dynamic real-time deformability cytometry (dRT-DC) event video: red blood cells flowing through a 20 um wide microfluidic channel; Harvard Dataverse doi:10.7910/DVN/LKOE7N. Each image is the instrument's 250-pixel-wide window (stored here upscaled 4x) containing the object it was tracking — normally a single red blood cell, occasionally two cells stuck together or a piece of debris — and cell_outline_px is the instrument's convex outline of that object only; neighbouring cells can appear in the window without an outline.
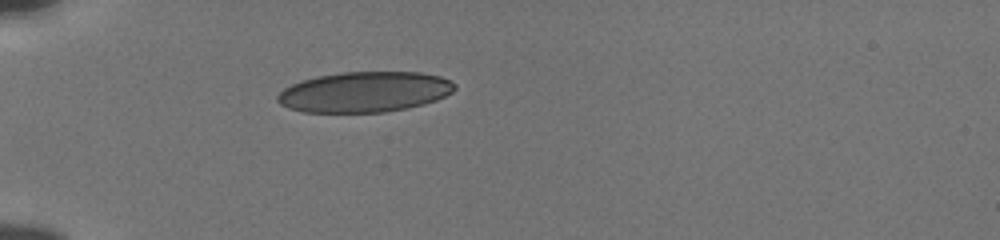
{"species": "human", "species_latin": "Homo sapiens", "temperature_condition": "cold", "stored_images_in_passage": 38, "camera_frame_rate_fps": 3000, "um_per_image_px": 0.085, "donor": {"sex": "male"}, "frame": {"image": 1, "passage_image": 1, "time_ms": 0.0, "image_size_px": [1000, 240], "cell_outline_px": [[456, 88], [452, 92], [436, 100], [424, 104], [384, 112], [304, 112], [288, 108], [280, 104], [276, 100], [276, 96], [284, 88], [300, 80], [316, 76], [340, 72], [420, 72], [440, 76], [452, 80], [456, 84]], "centroid_in_image_um": [30.98, 7.8], "position_along_channel_um": 54.0, "area_um2": 41.96}}
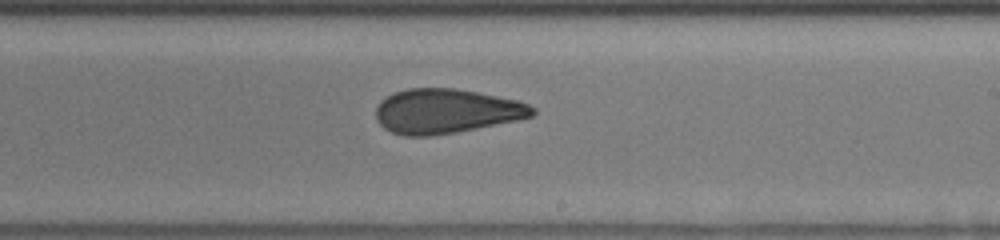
{"frame": {"image": 2, "passage_image": 18, "time_ms": 5.667, "image_size_px": [1000, 240], "cell_outline_px": [[536, 112], [532, 116], [516, 120], [456, 132], [432, 136], [404, 136], [392, 132], [384, 128], [376, 120], [376, 108], [380, 100], [396, 92], [408, 88], [456, 88], [516, 100], [528, 104], [536, 108]], "centroid_in_image_um": [37.9, 9.45], "position_along_channel_um": 251.1, "area_um2": 40.46}}
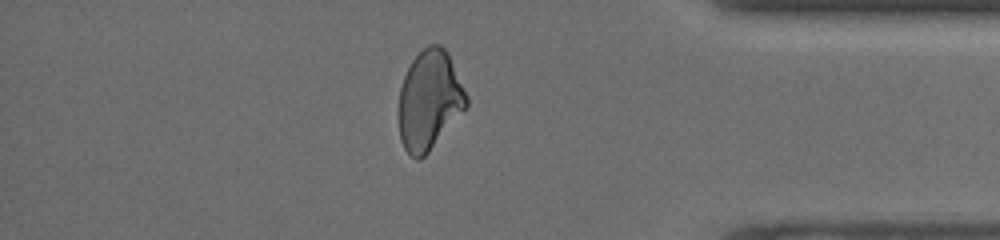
{"frame": {"image": 3, "passage_image": 31, "time_ms": 10.0, "image_size_px": [1000, 240], "cell_outline_px": [[468, 104], [428, 152], [424, 156], [416, 160], [404, 148], [400, 140], [400, 88], [404, 76], [412, 60], [428, 44], [440, 44], [448, 52], [468, 96]], "centroid_in_image_um": [36.5, 8.48], "position_along_channel_um": 398.7, "area_um2": 38.49}, "authors_computed_cell_mechanics": {"area_um2": 40.4311, "velocity_mm_per_s": 3.8515, "shape_relaxation_time_tau1_ms": 6.5204, "shape_relaxation_time_tau2_ms": 2.1602, "deformation_change_tau1": 0.1459, "deformation_change_tau2": 0.1055}}